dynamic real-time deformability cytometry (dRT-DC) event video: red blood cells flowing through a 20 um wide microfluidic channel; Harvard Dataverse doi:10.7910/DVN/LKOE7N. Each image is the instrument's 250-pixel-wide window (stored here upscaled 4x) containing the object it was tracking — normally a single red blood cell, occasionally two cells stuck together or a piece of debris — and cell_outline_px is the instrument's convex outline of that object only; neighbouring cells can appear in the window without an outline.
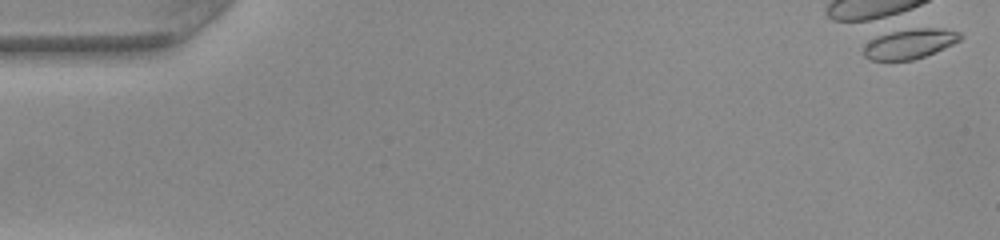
{"species": "common noctule bat (a hibernating species)", "species_latin": "Nyctalus noctula", "temperature_condition": "warm", "stored_images_in_passage": 1, "camera_frame_rate_fps": 3000, "um_per_image_px": 0.085, "animal": {"sex": "female", "body_mass_g": 22.0, "forearm_length_mm": 56.7}, "frame": {"image": 1, "passage_image": 1, "time_ms": 0.0, "image_size_px": [1000, 240], "cell_outline_px": [[964, 36], [960, 40], [944, 48], [924, 56], [912, 60], [868, 60], [864, 56], [864, 44], [876, 36], [884, 32], [900, 28], [940, 28], [960, 32]], "centroid_in_image_um": [77.29, 3.69], "position_along_channel_um": 7.7, "area_um2": 17.17}}